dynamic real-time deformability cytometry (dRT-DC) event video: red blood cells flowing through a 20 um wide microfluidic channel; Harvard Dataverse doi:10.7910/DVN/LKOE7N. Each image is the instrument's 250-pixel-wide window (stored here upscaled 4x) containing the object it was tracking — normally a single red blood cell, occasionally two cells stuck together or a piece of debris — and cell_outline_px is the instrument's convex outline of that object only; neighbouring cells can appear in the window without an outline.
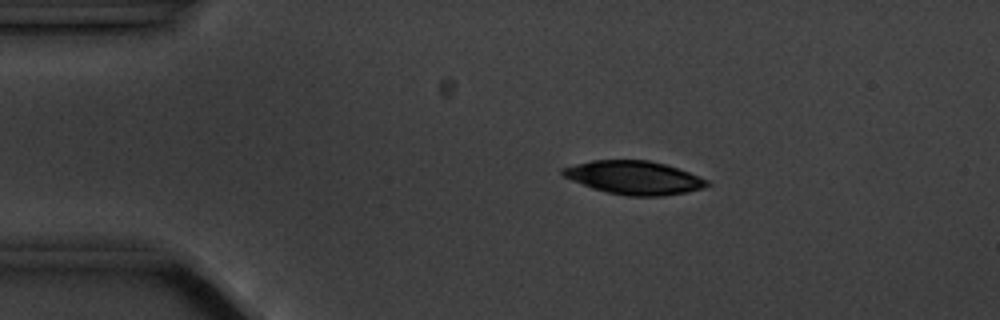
{"species": "common noctule bat (a hibernating species)", "species_latin": "Nyctalus noctula", "temperature_condition": "cold", "stored_images_in_passage": 7, "camera_frame_rate_fps": 3000, "um_per_image_px": 0.085, "animal": {"sex": "male", "body_mass_g": 20.1, "forearm_length_mm": 53.5}, "frame": {"image": 1, "passage_image": 2, "time_ms": 1.333, "image_size_px": [1000, 320], "cell_outline_px": [[712, 184], [704, 188], [664, 196], [628, 196], [608, 192], [592, 188], [572, 180], [564, 176], [560, 172], [560, 168], [592, 160], [648, 160], [664, 164], [688, 172], [708, 180]], "centroid_in_image_um": [53.89, 15.1], "position_along_channel_um": 31.1, "area_um2": 27.92}}
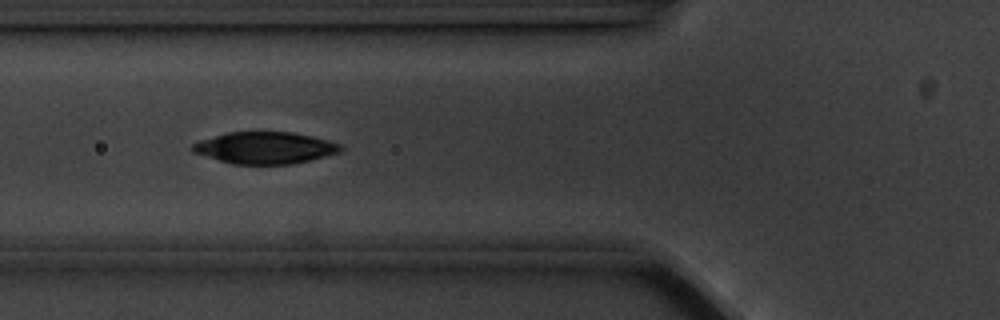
{"frame": {"image": 2, "passage_image": 5, "time_ms": 4.667, "image_size_px": [1000, 320], "cell_outline_px": [[344, 148], [340, 152], [292, 164], [232, 164], [192, 152], [192, 144], [200, 140], [228, 132], [292, 132], [312, 136], [328, 140], [340, 144]], "centroid_in_image_um": [22.52, 12.56], "position_along_channel_um": 103.3, "area_um2": 27.28}}
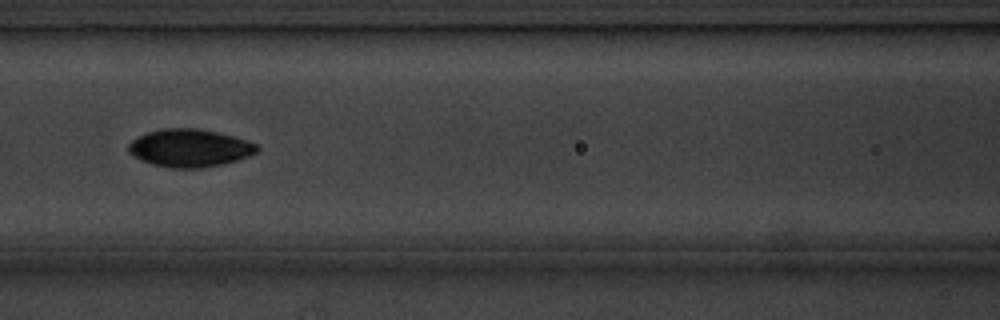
{"frame": {"image": 3, "passage_image": 6, "time_ms": 6.0, "image_size_px": [1000, 320], "cell_outline_px": [[260, 148], [256, 152], [248, 156], [236, 160], [220, 164], [200, 168], [172, 168], [152, 164], [128, 152], [128, 144], [132, 140], [148, 132], [160, 128], [200, 128], [232, 136], [256, 144]], "centroid_in_image_um": [16.11, 12.57], "position_along_channel_um": 150.5, "area_um2": 27.92}}